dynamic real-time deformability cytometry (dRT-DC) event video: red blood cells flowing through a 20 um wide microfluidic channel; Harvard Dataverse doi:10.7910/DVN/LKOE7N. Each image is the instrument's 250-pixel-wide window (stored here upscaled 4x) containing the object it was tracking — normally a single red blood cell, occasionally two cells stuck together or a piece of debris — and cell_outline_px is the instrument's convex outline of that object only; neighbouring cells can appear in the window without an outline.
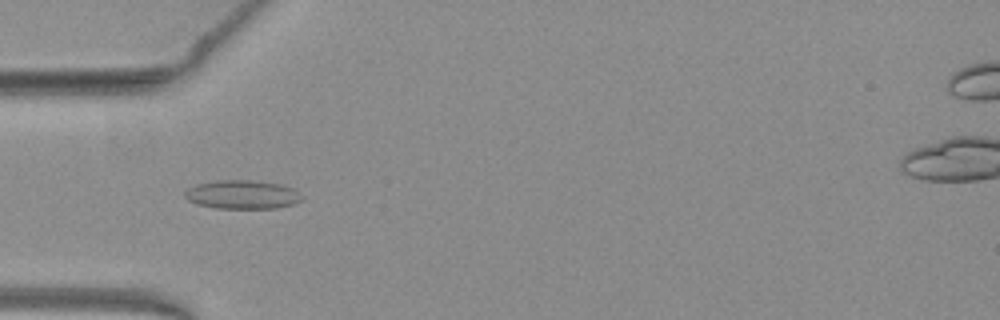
{"species": "common noctule bat (a hibernating species)", "species_latin": "Nyctalus noctula", "temperature_condition": "warm", "stored_images_in_passage": 43, "camera_frame_rate_fps": 3000, "um_per_image_px": 0.085, "animal": {"sex": "female", "body_mass_g": 19.3, "forearm_length_mm": 54.1}, "frame": {"image": 1, "passage_image": 10, "time_ms": 3.0, "image_size_px": [1000, 320], "cell_outline_px": [[304, 196], [300, 200], [292, 204], [276, 208], [216, 208], [196, 204], [188, 200], [184, 196], [184, 192], [188, 188], [196, 184], [216, 180], [252, 180], [280, 184], [292, 188], [300, 192]], "centroid_in_image_um": [20.58, 16.53], "position_along_channel_um": 64.4, "area_um2": 19.65}}
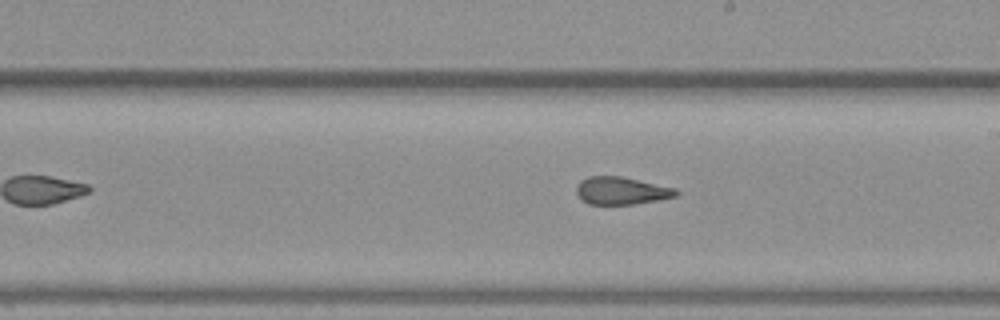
{"frame": {"image": 2, "passage_image": 23, "time_ms": 7.333, "image_size_px": [1000, 320], "cell_outline_px": [[680, 192], [676, 196], [660, 200], [636, 204], [588, 204], [580, 200], [576, 192], [576, 188], [580, 180], [588, 176], [620, 176], [676, 188]], "centroid_in_image_um": [52.81, 16.22], "position_along_channel_um": 236.2, "area_um2": 16.18}}
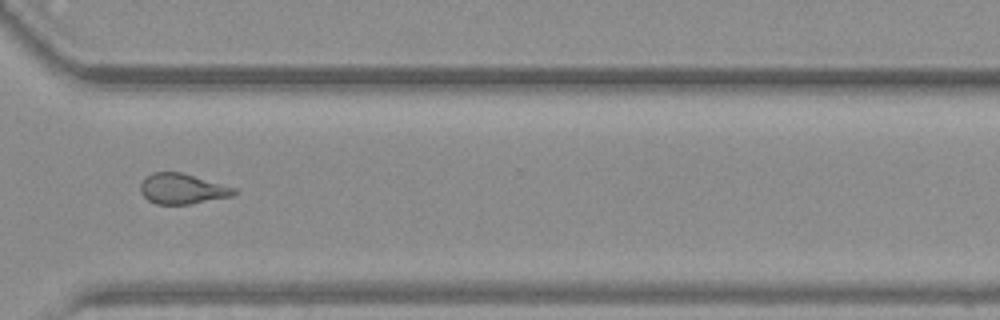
{"frame": {"image": 3, "passage_image": 32, "time_ms": 10.333, "image_size_px": [1000, 320], "cell_outline_px": [[236, 192], [232, 196], [188, 204], [156, 204], [148, 200], [140, 192], [140, 184], [152, 172], [180, 172], [236, 188]], "centroid_in_image_um": [15.47, 16.05], "position_along_channel_um": 355.1, "area_um2": 16.3}, "authors_computed_cell_mechanics": {"area_um2": 16.9354, "velocity_mm_per_s": 3.9647, "shape_relaxation_time_tau1_ms": null, "shape_relaxation_time_tau2_ms": 1.6836, "deformation_change_tau1": null, "deformation_change_tau2": 0.1028}}